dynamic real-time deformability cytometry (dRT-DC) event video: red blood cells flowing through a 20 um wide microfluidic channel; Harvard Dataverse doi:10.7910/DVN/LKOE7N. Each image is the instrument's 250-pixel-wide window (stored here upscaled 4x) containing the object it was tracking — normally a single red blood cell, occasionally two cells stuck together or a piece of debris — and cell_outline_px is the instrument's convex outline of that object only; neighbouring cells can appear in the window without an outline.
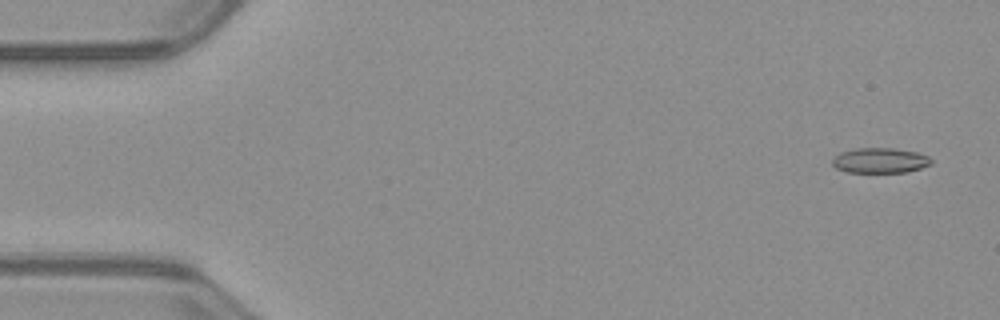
{"species": "common noctule bat (a hibernating species)", "species_latin": "Nyctalus noctula", "temperature_condition": "warm", "stored_images_in_passage": 52, "camera_frame_rate_fps": 3000, "um_per_image_px": 0.085, "animal": {"sex": "male", "body_mass_g": 23.1, "forearm_length_mm": 52.7}, "frame": {"image": 1, "passage_image": 3, "time_ms": 0.667, "image_size_px": [1000, 320], "cell_outline_px": [[932, 164], [920, 168], [904, 172], [848, 172], [836, 168], [832, 164], [832, 160], [840, 152], [856, 148], [892, 148], [916, 152], [928, 156], [932, 160]], "centroid_in_image_um": [74.8, 13.63], "position_along_channel_um": 10.2, "area_um2": 14.39}}
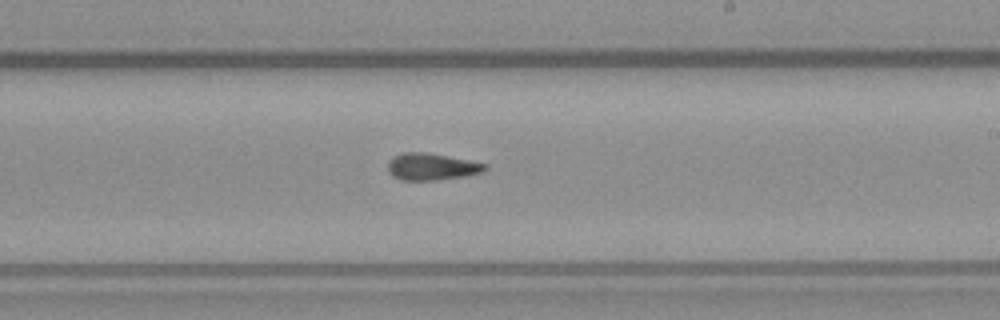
{"frame": {"image": 2, "passage_image": 31, "time_ms": 10.0, "image_size_px": [1000, 320], "cell_outline_px": [[488, 168], [480, 172], [464, 176], [436, 180], [400, 180], [392, 176], [388, 172], [388, 160], [392, 156], [404, 152], [424, 152], [448, 156], [488, 164]], "centroid_in_image_um": [36.64, 14.16], "position_along_channel_um": 252.4, "area_um2": 15.26}}
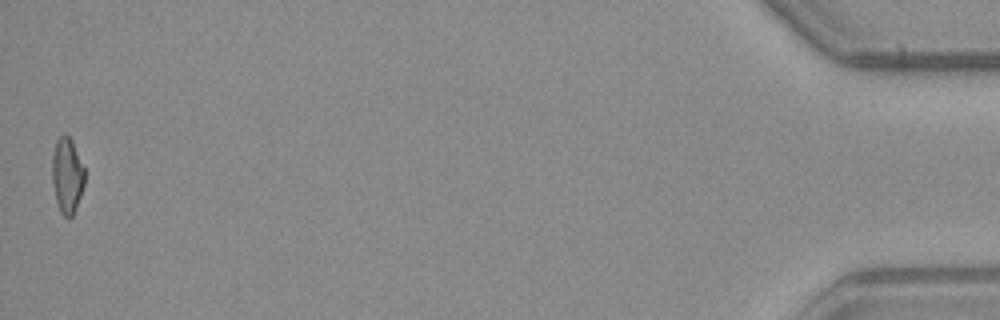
{"frame": {"image": 3, "passage_image": 52, "time_ms": 17.0, "image_size_px": [1000, 320], "cell_outline_px": [[84, 184], [80, 196], [72, 216], [68, 220], [60, 212], [56, 200], [52, 180], [52, 156], [56, 140], [60, 136], [68, 136], [72, 140], [84, 168]], "centroid_in_image_um": [5.69, 14.93], "position_along_channel_um": 429.5, "area_um2": 14.16}, "authors_computed_cell_mechanics": {"area_um2": 14.739, "velocity_mm_per_s": 4.0099, "shape_relaxation_time_tau1_ms": 6.8965, "shape_relaxation_time_tau2_ms": 2.3192, "deformation_change_tau1": 0.209, "deformation_change_tau2": 0.1105}}